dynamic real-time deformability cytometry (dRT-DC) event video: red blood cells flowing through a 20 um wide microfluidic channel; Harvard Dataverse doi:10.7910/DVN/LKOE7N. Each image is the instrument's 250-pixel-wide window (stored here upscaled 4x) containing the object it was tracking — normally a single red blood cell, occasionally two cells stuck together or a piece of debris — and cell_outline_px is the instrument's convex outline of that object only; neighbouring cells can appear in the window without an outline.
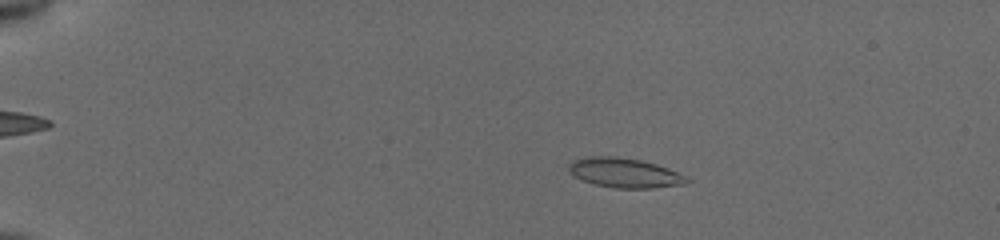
{"species": "common noctule bat (a hibernating species)", "species_latin": "Nyctalus noctula", "temperature_condition": "cold", "stored_images_in_passage": 54, "camera_frame_rate_fps": 3000, "um_per_image_px": 0.085, "animal": {"sex": "female", "body_mass_g": 19.5, "forearm_length_mm": 54.1}, "frame": {"image": 1, "passage_image": 11, "time_ms": 3.333, "image_size_px": [1000, 240], "cell_outline_px": [[692, 180], [684, 184], [652, 188], [616, 188], [592, 184], [580, 180], [572, 176], [568, 172], [568, 164], [572, 160], [588, 156], [616, 156], [640, 160], [656, 164], [668, 168], [688, 176]], "centroid_in_image_um": [53.05, 14.69], "position_along_channel_um": 31.9, "area_um2": 20.75}}
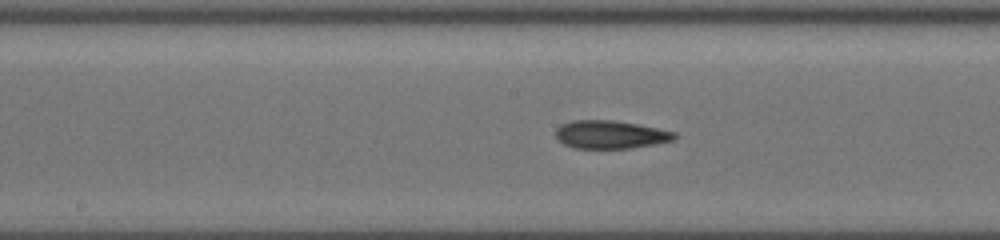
{"frame": {"image": 2, "passage_image": 30, "time_ms": 9.667, "image_size_px": [1000, 240], "cell_outline_px": [[676, 136], [672, 140], [632, 148], [572, 148], [564, 144], [556, 136], [556, 128], [560, 124], [572, 120], [612, 120], [636, 124], [676, 132]], "centroid_in_image_um": [51.83, 11.43], "position_along_channel_um": 196.4, "area_um2": 19.25}}
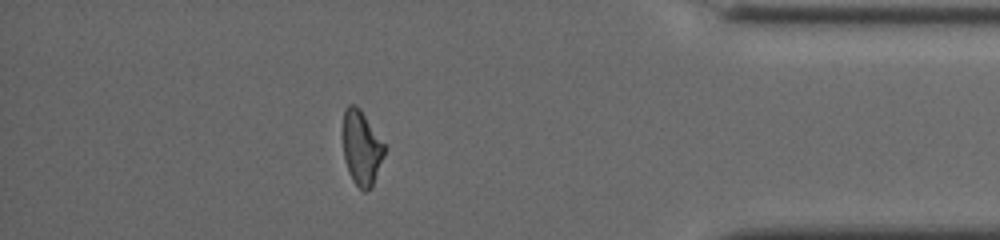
{"frame": {"image": 3, "passage_image": 48, "time_ms": 15.667, "image_size_px": [1000, 240], "cell_outline_px": [[384, 156], [372, 188], [364, 192], [352, 180], [348, 172], [344, 156], [344, 108], [348, 104], [356, 104], [360, 108], [384, 144]], "centroid_in_image_um": [30.73, 12.58], "position_along_channel_um": 404.5, "area_um2": 17.86}, "authors_computed_cell_mechanics": {"area_um2": 19.1029, "velocity_mm_per_s": 3.943, "shape_relaxation_time_tau1_ms": null, "shape_relaxation_time_tau2_ms": 2.3186, "deformation_change_tau1": null, "deformation_change_tau2": 0.1024}}